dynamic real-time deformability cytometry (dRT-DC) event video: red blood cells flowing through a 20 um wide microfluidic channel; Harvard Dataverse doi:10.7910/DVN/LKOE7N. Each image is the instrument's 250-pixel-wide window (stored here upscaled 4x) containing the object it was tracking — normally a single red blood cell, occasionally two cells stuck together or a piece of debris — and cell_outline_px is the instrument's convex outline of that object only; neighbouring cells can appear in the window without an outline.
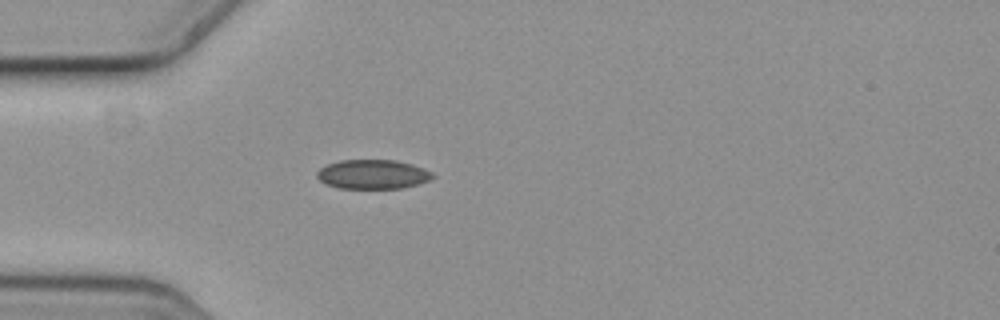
{"species": "common noctule bat (a hibernating species)", "species_latin": "Nyctalus noctula", "temperature_condition": "cold", "stored_images_in_passage": 1, "camera_frame_rate_fps": 3000, "um_per_image_px": 0.085, "animal": {"sex": "female", "body_mass_g": 19.3, "forearm_length_mm": 54.1}, "frame": {"image": 1, "passage_image": 1, "time_ms": 0.0, "image_size_px": [1000, 320], "cell_outline_px": [[436, 176], [428, 180], [404, 188], [340, 188], [328, 184], [320, 180], [316, 176], [316, 172], [320, 168], [328, 164], [340, 160], [396, 160], [412, 164], [424, 168], [432, 172]], "centroid_in_image_um": [31.7, 14.81], "position_along_channel_um": 53.3, "area_um2": 19.65}}